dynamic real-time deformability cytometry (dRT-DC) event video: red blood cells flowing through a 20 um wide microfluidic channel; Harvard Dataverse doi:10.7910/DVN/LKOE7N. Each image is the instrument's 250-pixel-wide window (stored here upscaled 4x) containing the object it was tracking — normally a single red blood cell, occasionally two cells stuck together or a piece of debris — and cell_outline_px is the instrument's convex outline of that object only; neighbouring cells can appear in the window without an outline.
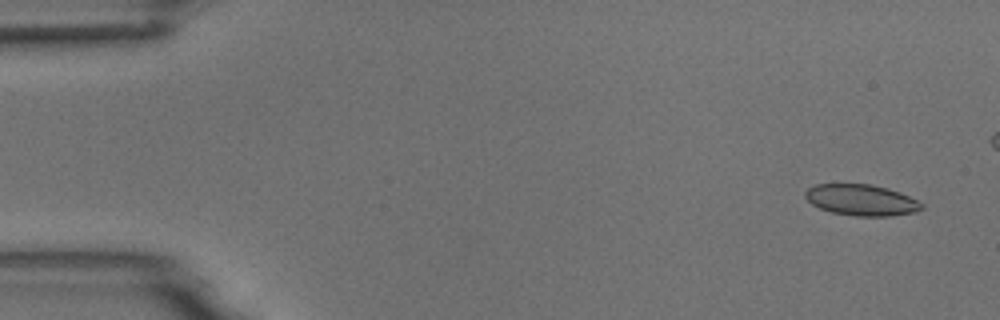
{"species": "common noctule bat (a hibernating species)", "species_latin": "Nyctalus noctula", "temperature_condition": "room temperature", "stored_images_in_passage": 5, "camera_frame_rate_fps": 3000, "um_per_image_px": 0.085, "animal": {"sex": "male", "body_mass_g": 18.8}, "frame": {"image": 1, "passage_image": 1, "time_ms": 0.0, "image_size_px": [1000, 320], "cell_outline_px": [[924, 208], [916, 212], [892, 216], [856, 216], [832, 212], [820, 208], [812, 204], [804, 196], [804, 192], [808, 188], [816, 184], [868, 184], [888, 188], [900, 192], [924, 204]], "centroid_in_image_um": [73.23, 17.0], "position_along_channel_um": 11.8, "area_um2": 21.15}}